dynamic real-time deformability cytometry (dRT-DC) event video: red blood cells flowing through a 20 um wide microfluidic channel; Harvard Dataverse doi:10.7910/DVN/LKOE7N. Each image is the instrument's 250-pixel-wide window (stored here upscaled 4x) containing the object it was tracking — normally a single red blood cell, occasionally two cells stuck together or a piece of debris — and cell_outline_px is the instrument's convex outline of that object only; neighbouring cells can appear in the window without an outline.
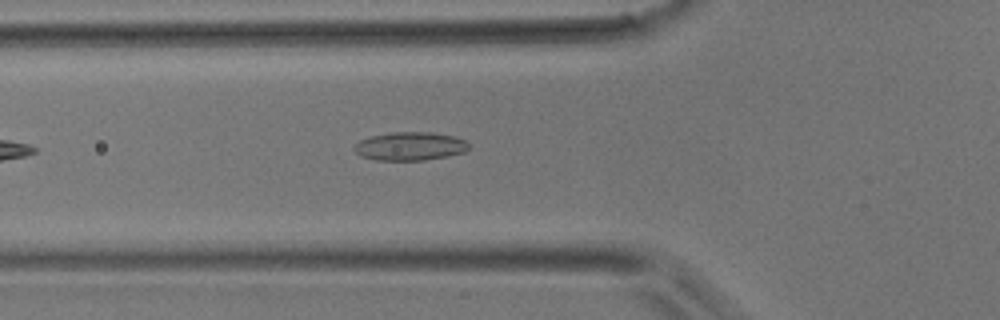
{"species": "common noctule bat (a hibernating species)", "species_latin": "Nyctalus noctula", "temperature_condition": "room temperature", "stored_images_in_passage": 4, "camera_frame_rate_fps": 3000, "um_per_image_px": 0.085, "animal": {"sex": "male", "body_mass_g": 17.9}, "frame": {"image": 1, "passage_image": 4, "time_ms": 1.0, "image_size_px": [1000, 320], "cell_outline_px": [[468, 148], [464, 152], [448, 156], [424, 160], [376, 160], [360, 156], [352, 148], [360, 140], [372, 136], [392, 132], [432, 132], [456, 136], [464, 140], [468, 144]], "centroid_in_image_um": [34.85, 12.43], "position_along_channel_um": 91.0, "area_um2": 18.96}}